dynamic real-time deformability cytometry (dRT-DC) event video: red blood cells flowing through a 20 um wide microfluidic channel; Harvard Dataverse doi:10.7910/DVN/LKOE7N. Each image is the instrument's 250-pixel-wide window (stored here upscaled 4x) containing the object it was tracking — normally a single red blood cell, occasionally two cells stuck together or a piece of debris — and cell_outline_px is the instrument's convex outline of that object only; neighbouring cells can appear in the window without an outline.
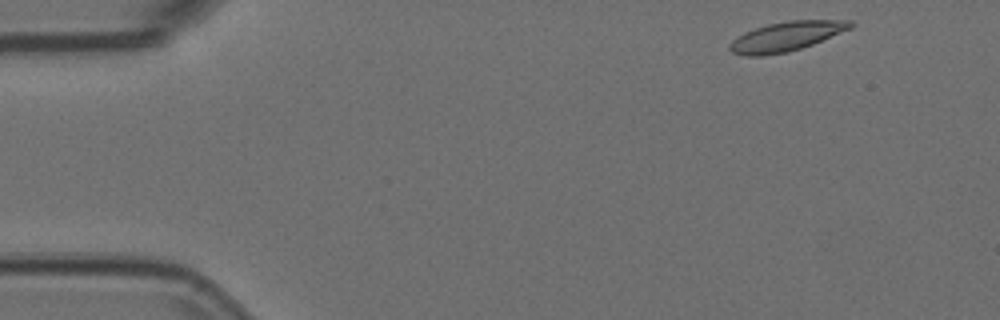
{"species": "Egyptian fruit bat (a non-hibernating species)", "species_latin": "Rousettus aegyptiacus", "temperature_condition": "room temperature", "stored_images_in_passage": 51, "camera_frame_rate_fps": 3000, "um_per_image_px": 0.085, "animal": {"sex": "female"}, "frame": {"image": 1, "passage_image": 2, "time_ms": 0.333, "image_size_px": [1000, 320], "cell_outline_px": [[856, 24], [852, 28], [812, 44], [788, 52], [764, 56], [744, 56], [732, 52], [728, 48], [728, 44], [732, 40], [744, 32], [768, 24], [788, 20], [852, 20]], "centroid_in_image_um": [66.83, 3.09], "position_along_channel_um": 18.2, "area_um2": 20.81}}
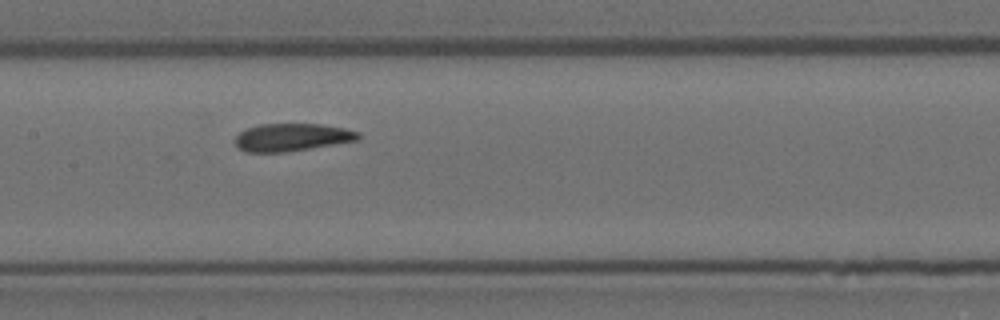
{"frame": {"image": 2, "passage_image": 23, "time_ms": 7.333, "image_size_px": [1000, 320], "cell_outline_px": [[360, 136], [356, 140], [284, 152], [248, 152], [240, 148], [236, 144], [236, 136], [240, 132], [248, 128], [260, 124], [320, 124], [344, 128], [360, 132]], "centroid_in_image_um": [24.8, 11.66], "position_along_channel_um": 182.6, "area_um2": 19.42}}
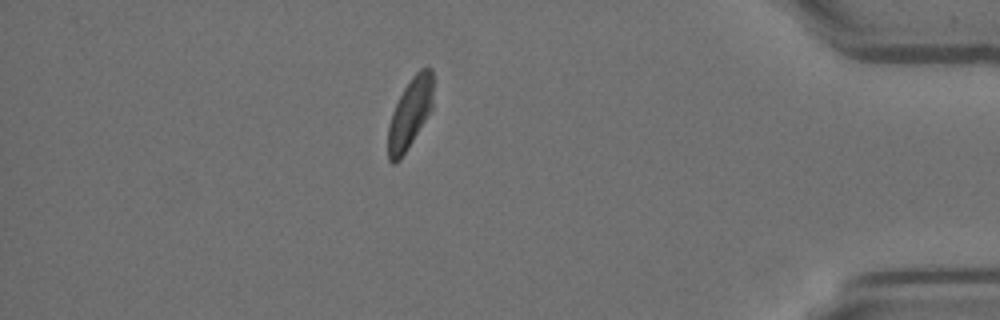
{"frame": {"image": 3, "passage_image": 44, "time_ms": 14.333, "image_size_px": [1000, 320], "cell_outline_px": [[432, 108], [400, 160], [396, 164], [392, 164], [388, 160], [388, 124], [392, 112], [404, 88], [412, 76], [420, 68], [432, 68]], "centroid_in_image_um": [34.82, 9.65], "position_along_channel_um": 400.4, "area_um2": 18.21}, "authors_computed_cell_mechanics": {"area_um2": 20.3456, "velocity_mm_per_s": 3.7044, "shape_relaxation_time_tau1_ms": 10.4518, "shape_relaxation_time_tau2_ms": 2.3016, "deformation_change_tau1": 0.1881, "deformation_change_tau2": 0.0745}}